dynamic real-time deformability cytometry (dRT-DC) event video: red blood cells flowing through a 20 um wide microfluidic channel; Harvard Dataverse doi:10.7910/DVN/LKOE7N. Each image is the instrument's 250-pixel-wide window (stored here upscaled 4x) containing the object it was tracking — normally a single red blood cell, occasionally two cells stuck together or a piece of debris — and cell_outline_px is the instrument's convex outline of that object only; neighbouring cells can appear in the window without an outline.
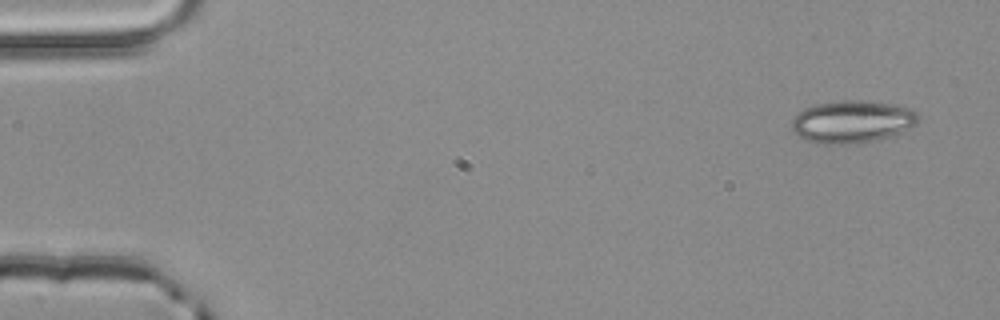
{"species": "common noctule bat (a hibernating species)", "species_latin": "Nyctalus noctula", "temperature_condition": "room temperature", "stored_images_in_passage": 5, "camera_frame_rate_fps": 3000, "um_per_image_px": 0.085, "animal": {"sex": "male", "body_mass_g": 20.4}, "frame": {"image": 1, "passage_image": 5, "time_ms": 1.333, "image_size_px": [1000, 320], "cell_outline_px": [[920, 116], [916, 124], [880, 140], [856, 144], [824, 144], [804, 140], [796, 136], [792, 132], [792, 116], [804, 108], [816, 104], [840, 100], [868, 100], [912, 108]], "centroid_in_image_um": [72.39, 10.34], "position_along_channel_um": 12.6, "area_um2": 31.73}}